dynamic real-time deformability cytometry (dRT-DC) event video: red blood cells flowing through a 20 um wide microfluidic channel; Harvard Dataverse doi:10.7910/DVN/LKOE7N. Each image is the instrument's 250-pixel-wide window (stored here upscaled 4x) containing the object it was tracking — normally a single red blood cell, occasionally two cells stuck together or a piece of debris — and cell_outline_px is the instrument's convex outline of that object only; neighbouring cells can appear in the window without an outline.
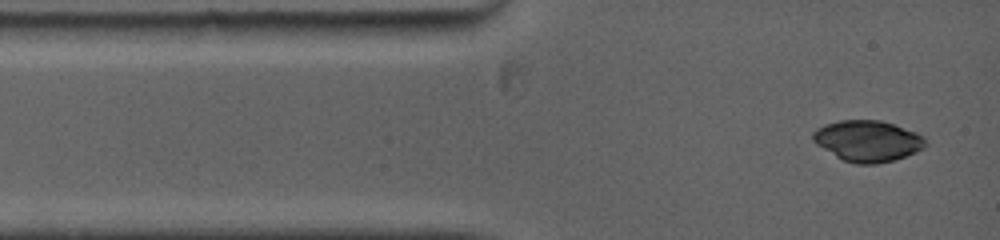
{"species": "common noctule bat (a hibernating species)", "species_latin": "Nyctalus noctula", "temperature_condition": "warm", "stored_images_in_passage": 3, "camera_frame_rate_fps": 5000, "um_per_image_px": 0.085, "animal": {"sex": "female", "body_mass_g": 19.0, "forearm_length_mm": 53.3}, "frame": {"image": 1, "passage_image": 1, "time_ms": 0.0, "image_size_px": [1000, 240], "cell_outline_px": [[928, 144], [924, 148], [916, 152], [896, 160], [876, 164], [856, 164], [844, 160], [836, 156], [816, 144], [812, 140], [812, 132], [816, 128], [824, 124], [840, 120], [880, 120], [892, 124], [924, 136]], "centroid_in_image_um": [73.75, 11.98], "position_along_channel_um": 11.3, "area_um2": 26.99}}
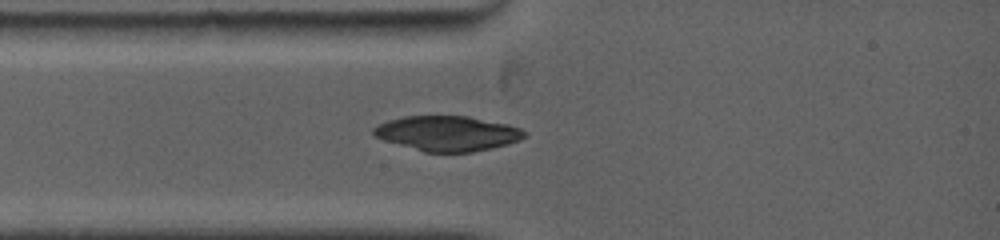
{"frame": {"image": 2, "passage_image": 3, "time_ms": 1.8, "image_size_px": [1000, 240], "cell_outline_px": [[528, 132], [524, 136], [508, 144], [492, 148], [472, 152], [424, 152], [384, 140], [372, 136], [372, 128], [388, 120], [404, 116], [468, 116], [504, 124], [520, 128]], "centroid_in_image_um": [37.98, 11.34], "position_along_channel_um": 47.0, "area_um2": 30.58}}